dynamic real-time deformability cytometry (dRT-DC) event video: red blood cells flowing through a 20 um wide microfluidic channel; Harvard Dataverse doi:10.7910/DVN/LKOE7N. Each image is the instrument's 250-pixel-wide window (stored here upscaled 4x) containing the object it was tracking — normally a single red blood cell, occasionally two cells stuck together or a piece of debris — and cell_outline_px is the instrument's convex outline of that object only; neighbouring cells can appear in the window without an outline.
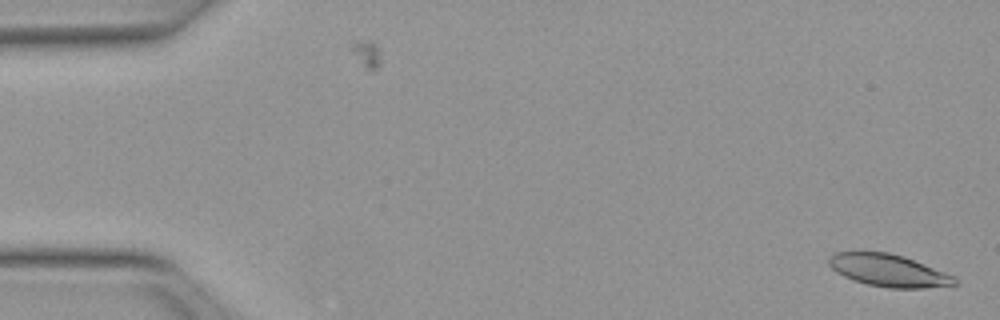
{"species": "Egyptian fruit bat (a non-hibernating species)", "species_latin": "Rousettus aegyptiacus", "temperature_condition": "warm", "stored_images_in_passage": 52, "camera_frame_rate_fps": 3000, "um_per_image_px": 0.085, "animal": {"sex": "female"}, "frame": {"image": 1, "passage_image": 2, "time_ms": 0.333, "image_size_px": [1000, 320], "cell_outline_px": [[960, 284], [924, 288], [888, 288], [868, 284], [852, 280], [836, 272], [828, 264], [828, 256], [836, 252], [888, 252], [904, 256], [956, 276]], "centroid_in_image_um": [75.55, 22.99], "position_along_channel_um": 9.4, "area_um2": 23.87}}
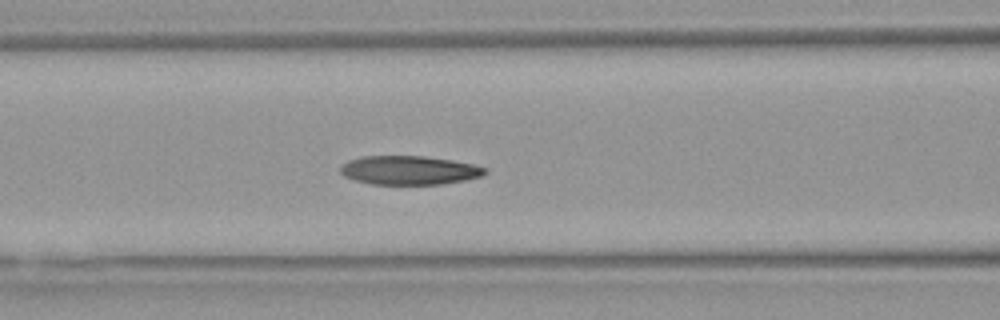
{"frame": {"image": 2, "passage_image": 22, "time_ms": 7.0, "image_size_px": [1000, 320], "cell_outline_px": [[488, 172], [480, 176], [464, 180], [440, 184], [372, 184], [352, 180], [344, 176], [340, 172], [340, 164], [348, 160], [360, 156], [424, 156], [452, 160], [472, 164], [488, 168]], "centroid_in_image_um": [34.73, 14.46], "position_along_channel_um": 131.9, "area_um2": 24.45}}
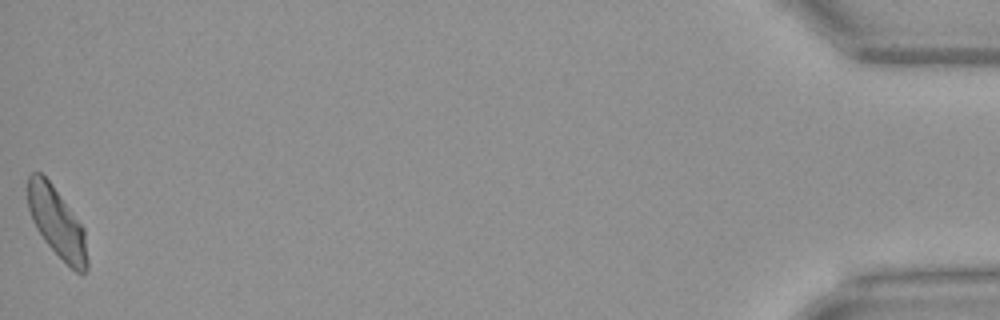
{"frame": {"image": 3, "passage_image": 52, "time_ms": 17.0, "image_size_px": [1000, 320], "cell_outline_px": [[88, 268], [84, 272], [76, 272], [44, 240], [36, 228], [32, 220], [28, 208], [28, 176], [32, 172], [40, 172], [52, 184], [84, 228], [88, 260]], "centroid_in_image_um": [4.84, 18.9], "position_along_channel_um": 430.4, "area_um2": 23.81}, "authors_computed_cell_mechanics": {"area_um2": 24.7962, "velocity_mm_per_s": 3.9856, "shape_relaxation_time_tau1_ms": 8.4469, "shape_relaxation_time_tau2_ms": 3.7484, "deformation_change_tau1": 0.216, "deformation_change_tau2": 0.1082}}